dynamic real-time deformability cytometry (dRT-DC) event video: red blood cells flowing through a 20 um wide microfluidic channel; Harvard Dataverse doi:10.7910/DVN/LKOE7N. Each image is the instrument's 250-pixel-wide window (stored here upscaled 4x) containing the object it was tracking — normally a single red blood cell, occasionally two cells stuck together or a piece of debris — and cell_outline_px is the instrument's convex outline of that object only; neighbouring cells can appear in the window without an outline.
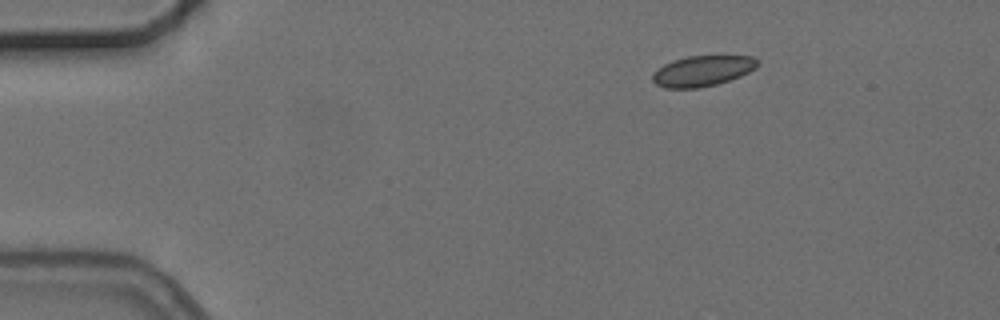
{"species": "common noctule bat (a hibernating species)", "species_latin": "Nyctalus noctula", "temperature_condition": "cold", "stored_images_in_passage": 3, "camera_frame_rate_fps": 3000, "um_per_image_px": 0.085, "animal": {"sex": "female", "body_mass_g": 24.6, "forearm_length_mm": 56.2}, "frame": {"image": 1, "passage_image": 1, "time_ms": 0.0, "image_size_px": [1000, 320], "cell_outline_px": [[756, 68], [740, 76], [716, 84], [696, 88], [664, 88], [656, 84], [652, 80], [652, 76], [664, 64], [672, 60], [688, 56], [752, 56], [756, 60]], "centroid_in_image_um": [59.68, 6.03], "position_along_channel_um": 25.3, "area_um2": 18.38}}